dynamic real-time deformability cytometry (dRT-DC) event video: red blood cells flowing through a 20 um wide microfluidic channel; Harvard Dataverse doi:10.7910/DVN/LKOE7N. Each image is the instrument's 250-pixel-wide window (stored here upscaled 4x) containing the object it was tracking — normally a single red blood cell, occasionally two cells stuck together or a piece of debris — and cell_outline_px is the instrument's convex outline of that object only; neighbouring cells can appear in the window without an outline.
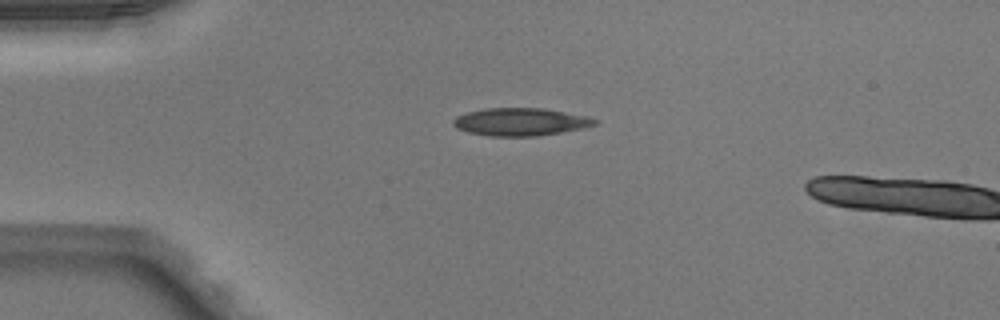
{"species": "Egyptian fruit bat (a non-hibernating species)", "species_latin": "Rousettus aegyptiacus", "temperature_condition": "warm", "stored_images_in_passage": 4, "camera_frame_rate_fps": 3000, "um_per_image_px": 0.085, "animal": {"sex": "male"}, "frame": {"image": 1, "passage_image": 1, "time_ms": 0.0, "image_size_px": [1000, 320], "cell_outline_px": [[596, 124], [580, 128], [560, 132], [536, 136], [488, 136], [468, 132], [456, 128], [452, 124], [452, 120], [456, 116], [468, 112], [484, 108], [544, 108], [588, 116], [596, 120]], "centroid_in_image_um": [44.18, 10.35], "position_along_channel_um": 40.8, "area_um2": 22.77}}